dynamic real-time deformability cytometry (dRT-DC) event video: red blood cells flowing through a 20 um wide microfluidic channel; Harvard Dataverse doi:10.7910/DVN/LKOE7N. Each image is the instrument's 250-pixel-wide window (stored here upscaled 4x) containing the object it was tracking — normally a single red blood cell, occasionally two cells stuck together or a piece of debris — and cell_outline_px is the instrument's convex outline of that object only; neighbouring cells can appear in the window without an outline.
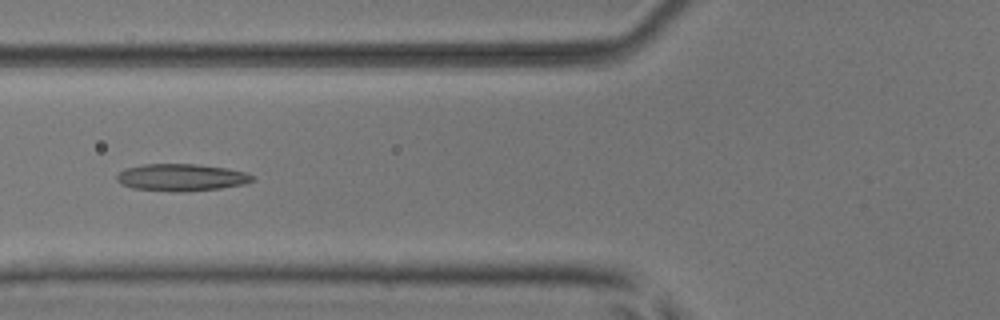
{"species": "common noctule bat (a hibernating species)", "species_latin": "Nyctalus noctula", "temperature_condition": "room temperature", "stored_images_in_passage": 6, "camera_frame_rate_fps": 3000, "um_per_image_px": 0.085, "animal": {"sex": "male", "body_mass_g": 17.9, "forearm_length_mm": 54.2}, "frame": {"image": 1, "passage_image": 6, "time_ms": 1.667, "image_size_px": [1000, 320], "cell_outline_px": [[252, 180], [244, 184], [220, 188], [188, 192], [172, 192], [132, 188], [120, 184], [116, 180], [116, 176], [124, 168], [144, 164], [196, 164], [224, 168], [244, 172], [252, 176]], "centroid_in_image_um": [15.34, 15.09], "position_along_channel_um": 110.5, "area_um2": 21.44}}